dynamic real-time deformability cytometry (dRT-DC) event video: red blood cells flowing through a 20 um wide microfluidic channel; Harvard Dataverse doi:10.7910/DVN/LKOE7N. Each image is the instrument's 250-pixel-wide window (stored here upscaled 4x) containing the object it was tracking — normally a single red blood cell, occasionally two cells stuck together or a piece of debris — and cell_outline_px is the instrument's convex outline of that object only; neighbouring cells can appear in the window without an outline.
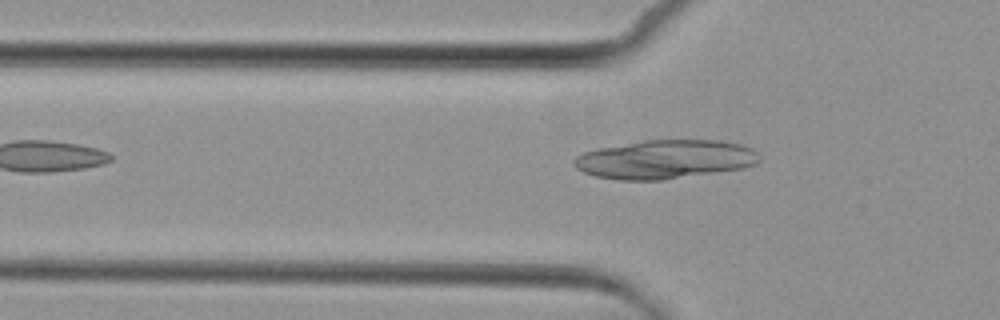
{"species": "common noctule bat (a hibernating species)", "species_latin": "Nyctalus noctula", "temperature_condition": "cold", "stored_images_in_passage": 5, "camera_frame_rate_fps": 3000, "um_per_image_px": 0.085, "animal": {"sex": "female", "body_mass_g": 29.2, "forearm_length_mm": 56.3}, "frame": {"image": 1, "passage_image": 5, "time_ms": 5.667, "image_size_px": [1000, 320], "cell_outline_px": [[760, 160], [756, 164], [744, 168], [660, 180], [620, 180], [596, 176], [584, 172], [576, 168], [572, 164], [572, 160], [576, 156], [584, 152], [596, 148], [644, 140], [720, 140], [740, 144], [752, 148], [760, 156]], "centroid_in_image_um": [56.51, 13.54], "position_along_channel_um": 69.3, "area_um2": 42.02}}